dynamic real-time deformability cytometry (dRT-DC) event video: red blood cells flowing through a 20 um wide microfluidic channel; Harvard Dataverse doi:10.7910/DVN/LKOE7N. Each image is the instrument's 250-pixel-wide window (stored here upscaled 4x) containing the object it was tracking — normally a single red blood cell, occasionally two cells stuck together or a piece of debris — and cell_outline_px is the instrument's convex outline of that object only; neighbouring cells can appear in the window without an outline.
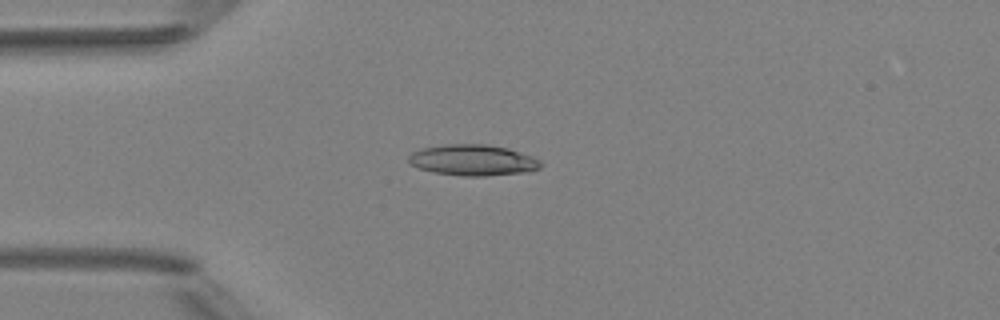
{"species": "Egyptian fruit bat (a non-hibernating species)", "species_latin": "Rousettus aegyptiacus", "temperature_condition": "room temperature", "stored_images_in_passage": 4, "camera_frame_rate_fps": 3000, "um_per_image_px": 0.085, "animal": {"sex": "female"}, "frame": {"image": 1, "passage_image": 4, "time_ms": 3.333, "image_size_px": [1000, 320], "cell_outline_px": [[544, 164], [540, 168], [528, 172], [484, 176], [464, 176], [436, 172], [420, 168], [412, 164], [408, 160], [408, 156], [412, 152], [424, 148], [444, 144], [488, 144], [508, 148], [532, 156], [540, 160]], "centroid_in_image_um": [40.26, 13.6], "position_along_channel_um": 44.7, "area_um2": 23.81}}